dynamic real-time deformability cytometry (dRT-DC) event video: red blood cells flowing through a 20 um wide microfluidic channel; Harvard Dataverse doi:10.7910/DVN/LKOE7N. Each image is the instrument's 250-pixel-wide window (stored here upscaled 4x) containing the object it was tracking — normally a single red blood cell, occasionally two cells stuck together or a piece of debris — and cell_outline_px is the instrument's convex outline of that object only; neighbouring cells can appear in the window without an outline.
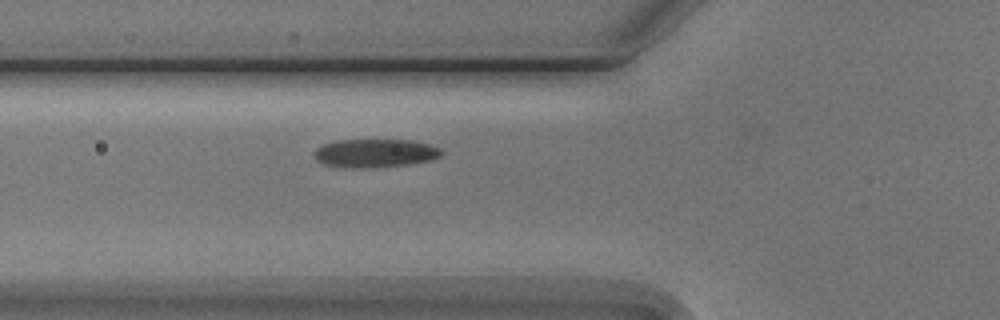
{"species": "Egyptian fruit bat (a non-hibernating species)", "species_latin": "Rousettus aegyptiacus", "temperature_condition": "cold", "stored_images_in_passage": 6, "camera_frame_rate_fps": 3000, "um_per_image_px": 0.085, "animal": {"sex": "male"}, "frame": {"image": 1, "passage_image": 6, "time_ms": 7.0, "image_size_px": [1000, 320], "cell_outline_px": [[444, 152], [440, 156], [432, 160], [408, 164], [364, 168], [360, 168], [324, 164], [316, 160], [316, 148], [320, 144], [336, 140], [412, 140], [432, 144], [440, 148]], "centroid_in_image_um": [31.93, 13.0], "position_along_channel_um": 93.9, "area_um2": 21.04}}